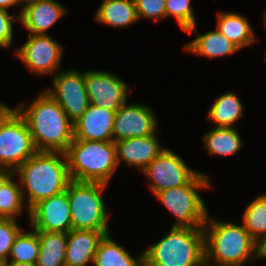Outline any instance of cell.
Returning a JSON list of instances; mask_svg holds the SVG:
<instances>
[{
  "label": "cell",
  "mask_w": 266,
  "mask_h": 266,
  "mask_svg": "<svg viewBox=\"0 0 266 266\" xmlns=\"http://www.w3.org/2000/svg\"><path fill=\"white\" fill-rule=\"evenodd\" d=\"M151 181L154 194L187 184L198 172L190 169L181 157L165 148L143 171Z\"/></svg>",
  "instance_id": "cell-10"
},
{
  "label": "cell",
  "mask_w": 266,
  "mask_h": 266,
  "mask_svg": "<svg viewBox=\"0 0 266 266\" xmlns=\"http://www.w3.org/2000/svg\"><path fill=\"white\" fill-rule=\"evenodd\" d=\"M184 48L191 53L208 58L222 57L239 50L237 46L217 29L205 34H199L197 38L189 42Z\"/></svg>",
  "instance_id": "cell-21"
},
{
  "label": "cell",
  "mask_w": 266,
  "mask_h": 266,
  "mask_svg": "<svg viewBox=\"0 0 266 266\" xmlns=\"http://www.w3.org/2000/svg\"><path fill=\"white\" fill-rule=\"evenodd\" d=\"M205 148L209 154L229 156L237 153L243 143L234 127H215L204 135Z\"/></svg>",
  "instance_id": "cell-23"
},
{
  "label": "cell",
  "mask_w": 266,
  "mask_h": 266,
  "mask_svg": "<svg viewBox=\"0 0 266 266\" xmlns=\"http://www.w3.org/2000/svg\"><path fill=\"white\" fill-rule=\"evenodd\" d=\"M4 266H35L30 263H21V262H5Z\"/></svg>",
  "instance_id": "cell-37"
},
{
  "label": "cell",
  "mask_w": 266,
  "mask_h": 266,
  "mask_svg": "<svg viewBox=\"0 0 266 266\" xmlns=\"http://www.w3.org/2000/svg\"><path fill=\"white\" fill-rule=\"evenodd\" d=\"M210 265H211V266H214V265L209 264V263L207 264V262H204L201 266H210Z\"/></svg>",
  "instance_id": "cell-38"
},
{
  "label": "cell",
  "mask_w": 266,
  "mask_h": 266,
  "mask_svg": "<svg viewBox=\"0 0 266 266\" xmlns=\"http://www.w3.org/2000/svg\"><path fill=\"white\" fill-rule=\"evenodd\" d=\"M191 0H166V17L173 15L184 32L196 31V22Z\"/></svg>",
  "instance_id": "cell-29"
},
{
  "label": "cell",
  "mask_w": 266,
  "mask_h": 266,
  "mask_svg": "<svg viewBox=\"0 0 266 266\" xmlns=\"http://www.w3.org/2000/svg\"><path fill=\"white\" fill-rule=\"evenodd\" d=\"M106 183L71 180L66 192L71 209V229L109 231L108 215L101 196Z\"/></svg>",
  "instance_id": "cell-6"
},
{
  "label": "cell",
  "mask_w": 266,
  "mask_h": 266,
  "mask_svg": "<svg viewBox=\"0 0 266 266\" xmlns=\"http://www.w3.org/2000/svg\"><path fill=\"white\" fill-rule=\"evenodd\" d=\"M243 223L259 245L266 239V194L258 196L247 205Z\"/></svg>",
  "instance_id": "cell-26"
},
{
  "label": "cell",
  "mask_w": 266,
  "mask_h": 266,
  "mask_svg": "<svg viewBox=\"0 0 266 266\" xmlns=\"http://www.w3.org/2000/svg\"><path fill=\"white\" fill-rule=\"evenodd\" d=\"M24 202V193L18 183L11 178L0 190V218L15 219L20 215Z\"/></svg>",
  "instance_id": "cell-28"
},
{
  "label": "cell",
  "mask_w": 266,
  "mask_h": 266,
  "mask_svg": "<svg viewBox=\"0 0 266 266\" xmlns=\"http://www.w3.org/2000/svg\"><path fill=\"white\" fill-rule=\"evenodd\" d=\"M71 180L108 184L118 167L113 141L74 139L65 152Z\"/></svg>",
  "instance_id": "cell-4"
},
{
  "label": "cell",
  "mask_w": 266,
  "mask_h": 266,
  "mask_svg": "<svg viewBox=\"0 0 266 266\" xmlns=\"http://www.w3.org/2000/svg\"><path fill=\"white\" fill-rule=\"evenodd\" d=\"M19 17L8 14V11L0 9V46L9 47L13 40V22Z\"/></svg>",
  "instance_id": "cell-32"
},
{
  "label": "cell",
  "mask_w": 266,
  "mask_h": 266,
  "mask_svg": "<svg viewBox=\"0 0 266 266\" xmlns=\"http://www.w3.org/2000/svg\"><path fill=\"white\" fill-rule=\"evenodd\" d=\"M14 173L28 192V210L39 201L66 191L71 181L63 152L38 151Z\"/></svg>",
  "instance_id": "cell-2"
},
{
  "label": "cell",
  "mask_w": 266,
  "mask_h": 266,
  "mask_svg": "<svg viewBox=\"0 0 266 266\" xmlns=\"http://www.w3.org/2000/svg\"><path fill=\"white\" fill-rule=\"evenodd\" d=\"M67 9L55 0H34L24 4L19 21L29 31V34H42L59 20Z\"/></svg>",
  "instance_id": "cell-18"
},
{
  "label": "cell",
  "mask_w": 266,
  "mask_h": 266,
  "mask_svg": "<svg viewBox=\"0 0 266 266\" xmlns=\"http://www.w3.org/2000/svg\"><path fill=\"white\" fill-rule=\"evenodd\" d=\"M39 237L34 229L32 232H22L16 236L11 248L10 261L6 262H21L35 265L39 255Z\"/></svg>",
  "instance_id": "cell-27"
},
{
  "label": "cell",
  "mask_w": 266,
  "mask_h": 266,
  "mask_svg": "<svg viewBox=\"0 0 266 266\" xmlns=\"http://www.w3.org/2000/svg\"><path fill=\"white\" fill-rule=\"evenodd\" d=\"M117 162L140 167L143 171L165 148L155 135L115 141Z\"/></svg>",
  "instance_id": "cell-16"
},
{
  "label": "cell",
  "mask_w": 266,
  "mask_h": 266,
  "mask_svg": "<svg viewBox=\"0 0 266 266\" xmlns=\"http://www.w3.org/2000/svg\"><path fill=\"white\" fill-rule=\"evenodd\" d=\"M264 17H265V19H264V20H265V26H266V12H265V15H264Z\"/></svg>",
  "instance_id": "cell-40"
},
{
  "label": "cell",
  "mask_w": 266,
  "mask_h": 266,
  "mask_svg": "<svg viewBox=\"0 0 266 266\" xmlns=\"http://www.w3.org/2000/svg\"><path fill=\"white\" fill-rule=\"evenodd\" d=\"M18 106L38 151L66 152L74 140V123L48 93H40L26 109Z\"/></svg>",
  "instance_id": "cell-1"
},
{
  "label": "cell",
  "mask_w": 266,
  "mask_h": 266,
  "mask_svg": "<svg viewBox=\"0 0 266 266\" xmlns=\"http://www.w3.org/2000/svg\"><path fill=\"white\" fill-rule=\"evenodd\" d=\"M85 87L89 103L116 112L128 97V85L105 71L85 72Z\"/></svg>",
  "instance_id": "cell-12"
},
{
  "label": "cell",
  "mask_w": 266,
  "mask_h": 266,
  "mask_svg": "<svg viewBox=\"0 0 266 266\" xmlns=\"http://www.w3.org/2000/svg\"><path fill=\"white\" fill-rule=\"evenodd\" d=\"M106 235L100 242L94 258V266H144L143 253L136 260Z\"/></svg>",
  "instance_id": "cell-24"
},
{
  "label": "cell",
  "mask_w": 266,
  "mask_h": 266,
  "mask_svg": "<svg viewBox=\"0 0 266 266\" xmlns=\"http://www.w3.org/2000/svg\"><path fill=\"white\" fill-rule=\"evenodd\" d=\"M95 19L113 27H125L138 20L134 0H104Z\"/></svg>",
  "instance_id": "cell-20"
},
{
  "label": "cell",
  "mask_w": 266,
  "mask_h": 266,
  "mask_svg": "<svg viewBox=\"0 0 266 266\" xmlns=\"http://www.w3.org/2000/svg\"><path fill=\"white\" fill-rule=\"evenodd\" d=\"M138 20L142 17L159 20L166 17V0H134Z\"/></svg>",
  "instance_id": "cell-31"
},
{
  "label": "cell",
  "mask_w": 266,
  "mask_h": 266,
  "mask_svg": "<svg viewBox=\"0 0 266 266\" xmlns=\"http://www.w3.org/2000/svg\"><path fill=\"white\" fill-rule=\"evenodd\" d=\"M37 152L25 119L14 109L0 123V168L14 172Z\"/></svg>",
  "instance_id": "cell-8"
},
{
  "label": "cell",
  "mask_w": 266,
  "mask_h": 266,
  "mask_svg": "<svg viewBox=\"0 0 266 266\" xmlns=\"http://www.w3.org/2000/svg\"><path fill=\"white\" fill-rule=\"evenodd\" d=\"M24 0H0V9L8 10V8L15 4H21Z\"/></svg>",
  "instance_id": "cell-35"
},
{
  "label": "cell",
  "mask_w": 266,
  "mask_h": 266,
  "mask_svg": "<svg viewBox=\"0 0 266 266\" xmlns=\"http://www.w3.org/2000/svg\"><path fill=\"white\" fill-rule=\"evenodd\" d=\"M15 173L11 170L0 168V190L3 185L13 177Z\"/></svg>",
  "instance_id": "cell-33"
},
{
  "label": "cell",
  "mask_w": 266,
  "mask_h": 266,
  "mask_svg": "<svg viewBox=\"0 0 266 266\" xmlns=\"http://www.w3.org/2000/svg\"><path fill=\"white\" fill-rule=\"evenodd\" d=\"M40 247L35 266H65L67 233L36 231Z\"/></svg>",
  "instance_id": "cell-19"
},
{
  "label": "cell",
  "mask_w": 266,
  "mask_h": 266,
  "mask_svg": "<svg viewBox=\"0 0 266 266\" xmlns=\"http://www.w3.org/2000/svg\"><path fill=\"white\" fill-rule=\"evenodd\" d=\"M53 90H45L65 111L74 123L89 106L85 87V72L67 70L53 76Z\"/></svg>",
  "instance_id": "cell-9"
},
{
  "label": "cell",
  "mask_w": 266,
  "mask_h": 266,
  "mask_svg": "<svg viewBox=\"0 0 266 266\" xmlns=\"http://www.w3.org/2000/svg\"><path fill=\"white\" fill-rule=\"evenodd\" d=\"M28 40L15 51L33 73H54L60 66L62 47L49 35L28 34Z\"/></svg>",
  "instance_id": "cell-11"
},
{
  "label": "cell",
  "mask_w": 266,
  "mask_h": 266,
  "mask_svg": "<svg viewBox=\"0 0 266 266\" xmlns=\"http://www.w3.org/2000/svg\"><path fill=\"white\" fill-rule=\"evenodd\" d=\"M209 221V222H208ZM207 223H210L207 226ZM210 227V231L207 230ZM205 262L214 266H243L259 258V244L243 225L206 219L203 227Z\"/></svg>",
  "instance_id": "cell-3"
},
{
  "label": "cell",
  "mask_w": 266,
  "mask_h": 266,
  "mask_svg": "<svg viewBox=\"0 0 266 266\" xmlns=\"http://www.w3.org/2000/svg\"><path fill=\"white\" fill-rule=\"evenodd\" d=\"M259 258H266V239L259 245Z\"/></svg>",
  "instance_id": "cell-36"
},
{
  "label": "cell",
  "mask_w": 266,
  "mask_h": 266,
  "mask_svg": "<svg viewBox=\"0 0 266 266\" xmlns=\"http://www.w3.org/2000/svg\"><path fill=\"white\" fill-rule=\"evenodd\" d=\"M20 231L15 219L0 218V262L5 263L9 260L14 240Z\"/></svg>",
  "instance_id": "cell-30"
},
{
  "label": "cell",
  "mask_w": 266,
  "mask_h": 266,
  "mask_svg": "<svg viewBox=\"0 0 266 266\" xmlns=\"http://www.w3.org/2000/svg\"><path fill=\"white\" fill-rule=\"evenodd\" d=\"M14 109L7 107V105L0 102V123L7 118Z\"/></svg>",
  "instance_id": "cell-34"
},
{
  "label": "cell",
  "mask_w": 266,
  "mask_h": 266,
  "mask_svg": "<svg viewBox=\"0 0 266 266\" xmlns=\"http://www.w3.org/2000/svg\"><path fill=\"white\" fill-rule=\"evenodd\" d=\"M109 231L71 229L67 233L65 266H86L94 263L95 254Z\"/></svg>",
  "instance_id": "cell-17"
},
{
  "label": "cell",
  "mask_w": 266,
  "mask_h": 266,
  "mask_svg": "<svg viewBox=\"0 0 266 266\" xmlns=\"http://www.w3.org/2000/svg\"><path fill=\"white\" fill-rule=\"evenodd\" d=\"M28 212L36 231L68 233L71 230V209L66 191L39 201Z\"/></svg>",
  "instance_id": "cell-13"
},
{
  "label": "cell",
  "mask_w": 266,
  "mask_h": 266,
  "mask_svg": "<svg viewBox=\"0 0 266 266\" xmlns=\"http://www.w3.org/2000/svg\"><path fill=\"white\" fill-rule=\"evenodd\" d=\"M30 1H34V0H24V3H28Z\"/></svg>",
  "instance_id": "cell-39"
},
{
  "label": "cell",
  "mask_w": 266,
  "mask_h": 266,
  "mask_svg": "<svg viewBox=\"0 0 266 266\" xmlns=\"http://www.w3.org/2000/svg\"><path fill=\"white\" fill-rule=\"evenodd\" d=\"M144 266H201L205 262L203 229L172 227L143 253Z\"/></svg>",
  "instance_id": "cell-5"
},
{
  "label": "cell",
  "mask_w": 266,
  "mask_h": 266,
  "mask_svg": "<svg viewBox=\"0 0 266 266\" xmlns=\"http://www.w3.org/2000/svg\"><path fill=\"white\" fill-rule=\"evenodd\" d=\"M217 22V30L239 49L257 40L247 19L238 13H219Z\"/></svg>",
  "instance_id": "cell-22"
},
{
  "label": "cell",
  "mask_w": 266,
  "mask_h": 266,
  "mask_svg": "<svg viewBox=\"0 0 266 266\" xmlns=\"http://www.w3.org/2000/svg\"><path fill=\"white\" fill-rule=\"evenodd\" d=\"M114 115V111L89 104L74 122V139L113 141Z\"/></svg>",
  "instance_id": "cell-15"
},
{
  "label": "cell",
  "mask_w": 266,
  "mask_h": 266,
  "mask_svg": "<svg viewBox=\"0 0 266 266\" xmlns=\"http://www.w3.org/2000/svg\"><path fill=\"white\" fill-rule=\"evenodd\" d=\"M242 101L232 92L218 97L208 111L207 118L217 124L216 127H233L242 116Z\"/></svg>",
  "instance_id": "cell-25"
},
{
  "label": "cell",
  "mask_w": 266,
  "mask_h": 266,
  "mask_svg": "<svg viewBox=\"0 0 266 266\" xmlns=\"http://www.w3.org/2000/svg\"><path fill=\"white\" fill-rule=\"evenodd\" d=\"M208 176L198 172L187 184L164 189L155 196L176 217L172 227L203 229L208 213L205 202L197 192L209 188Z\"/></svg>",
  "instance_id": "cell-7"
},
{
  "label": "cell",
  "mask_w": 266,
  "mask_h": 266,
  "mask_svg": "<svg viewBox=\"0 0 266 266\" xmlns=\"http://www.w3.org/2000/svg\"><path fill=\"white\" fill-rule=\"evenodd\" d=\"M157 124V119L148 106L126 105L125 102L114 115L113 142L155 135Z\"/></svg>",
  "instance_id": "cell-14"
}]
</instances>
